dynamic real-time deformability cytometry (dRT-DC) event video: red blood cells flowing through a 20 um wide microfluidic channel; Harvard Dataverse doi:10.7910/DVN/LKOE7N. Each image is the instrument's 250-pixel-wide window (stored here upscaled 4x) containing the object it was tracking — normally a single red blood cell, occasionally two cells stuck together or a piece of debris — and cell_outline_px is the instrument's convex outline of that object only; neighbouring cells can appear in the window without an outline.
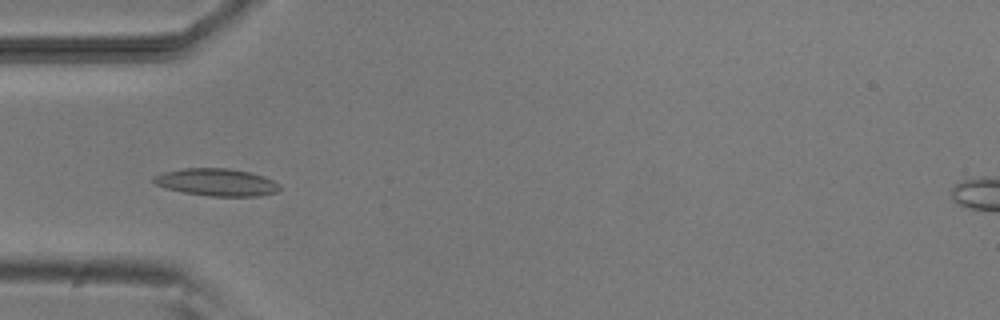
{"species": "common noctule bat (a hibernating species)", "species_latin": "Nyctalus noctula", "temperature_condition": "room temperature", "stored_images_in_passage": 6, "camera_frame_rate_fps": 3000, "um_per_image_px": 0.085, "animal": {"sex": "male", "body_mass_g": 20.5, "forearm_length_mm": 52.5}, "frame": {"image": 1, "passage_image": 5, "time_ms": 4.333, "image_size_px": [1000, 320], "cell_outline_px": [[280, 188], [276, 192], [260, 196], [208, 196], [184, 192], [164, 188], [156, 184], [152, 180], [152, 176], [160, 172], [184, 168], [228, 168], [248, 172], [264, 176], [280, 184]], "centroid_in_image_um": [18.37, 15.48], "position_along_channel_um": 66.6, "area_um2": 20.23}}
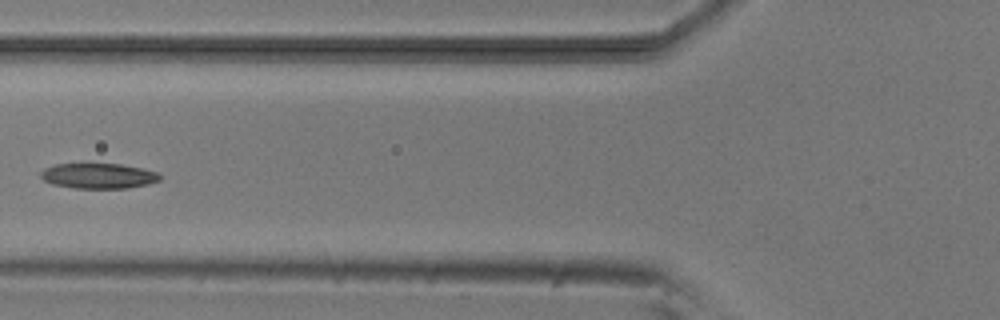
{"frame": {"image": 2, "passage_image": 6, "time_ms": 5.667, "image_size_px": [1000, 320], "cell_outline_px": [[160, 180], [148, 184], [128, 188], [72, 188], [52, 184], [44, 180], [40, 176], [40, 172], [44, 168], [56, 164], [120, 164], [144, 168], [156, 172], [160, 176]], "centroid_in_image_um": [8.35, 14.95], "position_along_channel_um": 117.4, "area_um2": 17.57}}